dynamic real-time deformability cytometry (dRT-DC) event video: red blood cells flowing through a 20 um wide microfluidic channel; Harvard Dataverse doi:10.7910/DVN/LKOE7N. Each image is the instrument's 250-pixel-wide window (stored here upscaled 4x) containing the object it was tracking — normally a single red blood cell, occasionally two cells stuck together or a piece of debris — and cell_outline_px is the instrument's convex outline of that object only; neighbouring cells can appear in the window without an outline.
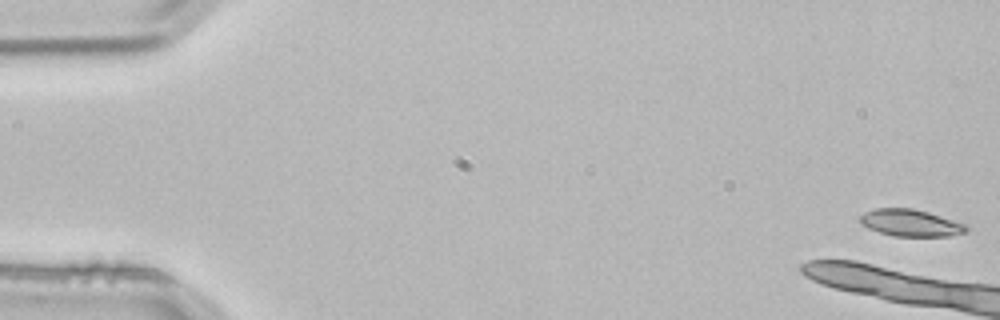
{"species": "common noctule bat (a hibernating species)", "species_latin": "Nyctalus noctula", "temperature_condition": "room temperature", "stored_images_in_passage": 5, "camera_frame_rate_fps": 3000, "um_per_image_px": 0.085, "animal": {"sex": "male", "body_mass_g": 21.5, "forearm_length_mm": 52.0}, "frame": {"image": 1, "passage_image": 1, "time_ms": 0.0, "image_size_px": [1000, 320], "cell_outline_px": [[968, 232], [952, 236], [892, 236], [868, 228], [860, 224], [860, 216], [864, 212], [876, 208], [912, 208], [928, 212], [964, 224], [968, 228]], "centroid_in_image_um": [77.38, 18.95], "position_along_channel_um": 7.6, "area_um2": 16.65}}